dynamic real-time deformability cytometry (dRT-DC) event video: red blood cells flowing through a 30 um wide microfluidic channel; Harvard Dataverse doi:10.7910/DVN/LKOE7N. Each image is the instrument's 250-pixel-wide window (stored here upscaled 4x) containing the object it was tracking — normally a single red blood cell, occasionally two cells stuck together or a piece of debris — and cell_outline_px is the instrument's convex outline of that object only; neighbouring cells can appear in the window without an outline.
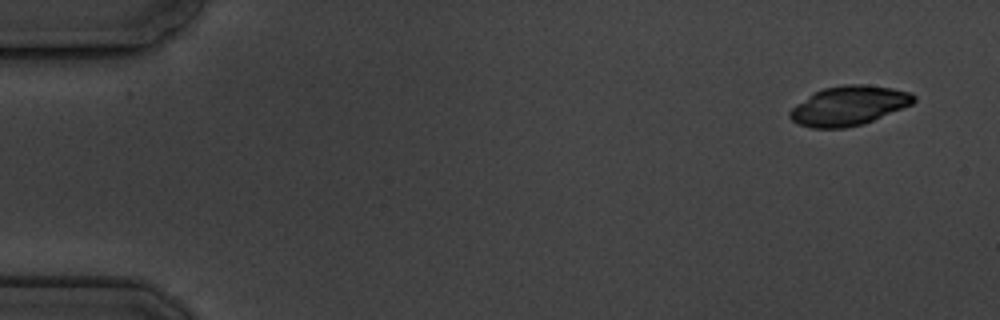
{"species": "common noctule bat (a hibernating species)", "species_latin": "Nyctalus noctula", "temperature_condition": "cold", "stored_images_in_passage": 5, "camera_frame_rate_fps": 3000, "um_per_image_px": 0.085, "animal": {"sex": "male", "body_mass_g": 19.5, "forearm_length_mm": 54.6}, "frame": {"image": 1, "passage_image": 1, "time_ms": 0.0, "image_size_px": [1000, 320], "cell_outline_px": [[916, 100], [912, 104], [864, 124], [844, 128], [812, 128], [796, 124], [788, 116], [788, 112], [796, 104], [816, 92], [824, 88], [844, 84], [864, 84], [892, 88], [912, 92], [916, 96]], "centroid_in_image_um": [72.16, 8.99], "position_along_channel_um": 12.8, "area_um2": 28.5}}